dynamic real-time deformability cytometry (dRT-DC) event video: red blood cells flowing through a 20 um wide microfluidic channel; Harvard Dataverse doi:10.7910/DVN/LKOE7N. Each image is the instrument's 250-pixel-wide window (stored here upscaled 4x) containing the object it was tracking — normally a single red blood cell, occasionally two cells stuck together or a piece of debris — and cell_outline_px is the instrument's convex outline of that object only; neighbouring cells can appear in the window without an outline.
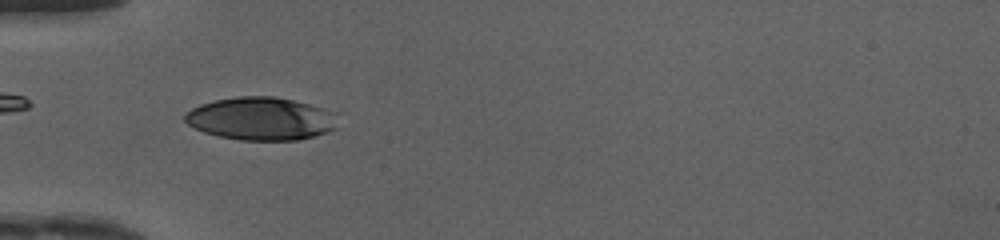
{"species": "human", "species_latin": "Homo sapiens", "temperature_condition": "cold", "stored_images_in_passage": 50, "camera_frame_rate_fps": 3000, "um_per_image_px": 0.085, "donor": {"sex": "female"}, "frame": {"image": 1, "passage_image": 17, "time_ms": 5.333, "image_size_px": [1000, 240], "cell_outline_px": [[336, 128], [328, 132], [300, 140], [240, 140], [220, 136], [204, 132], [188, 124], [184, 120], [184, 112], [200, 104], [216, 100], [240, 96], [272, 96], [292, 100], [308, 104], [320, 108], [328, 112]], "centroid_in_image_um": [22.08, 10.09], "position_along_channel_um": 62.9, "area_um2": 37.57}}
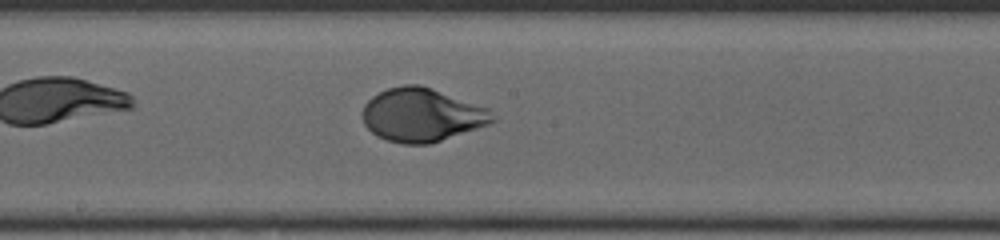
{"frame": {"image": 2, "passage_image": 28, "time_ms": 9.0, "image_size_px": [1000, 240], "cell_outline_px": [[496, 120], [488, 124], [428, 144], [404, 144], [388, 140], [376, 136], [364, 124], [364, 104], [372, 96], [388, 88], [404, 84], [420, 84], [432, 88], [488, 108], [496, 116]], "centroid_in_image_um": [35.85, 9.76], "position_along_channel_um": 212.4, "area_um2": 40.11}}
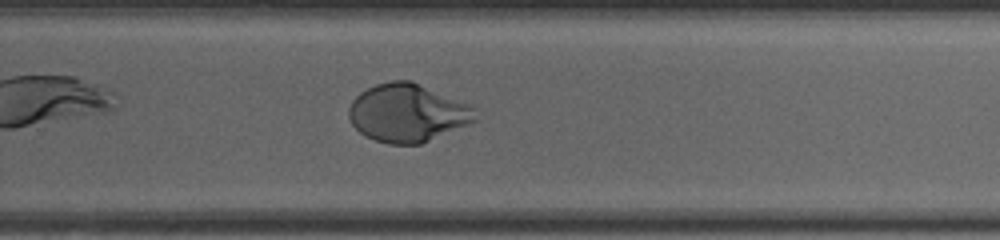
{"frame": {"image": 3, "passage_image": 34, "time_ms": 11.0, "image_size_px": [1000, 240], "cell_outline_px": [[480, 120], [420, 144], [388, 144], [364, 136], [352, 124], [348, 116], [348, 108], [352, 100], [360, 92], [376, 84], [392, 80], [412, 80], [468, 104], [476, 108]], "centroid_in_image_um": [34.66, 9.6], "position_along_channel_um": 295.1, "area_um2": 43.12}, "authors_computed_cell_mechanics": {"area_um2": 40.7779, "velocity_mm_per_s": 4.1671, "shape_relaxation_time_tau1_ms": 3.6992, "shape_relaxation_time_tau2_ms": null, "deformation_change_tau1": 0.1905, "deformation_change_tau2": null}}